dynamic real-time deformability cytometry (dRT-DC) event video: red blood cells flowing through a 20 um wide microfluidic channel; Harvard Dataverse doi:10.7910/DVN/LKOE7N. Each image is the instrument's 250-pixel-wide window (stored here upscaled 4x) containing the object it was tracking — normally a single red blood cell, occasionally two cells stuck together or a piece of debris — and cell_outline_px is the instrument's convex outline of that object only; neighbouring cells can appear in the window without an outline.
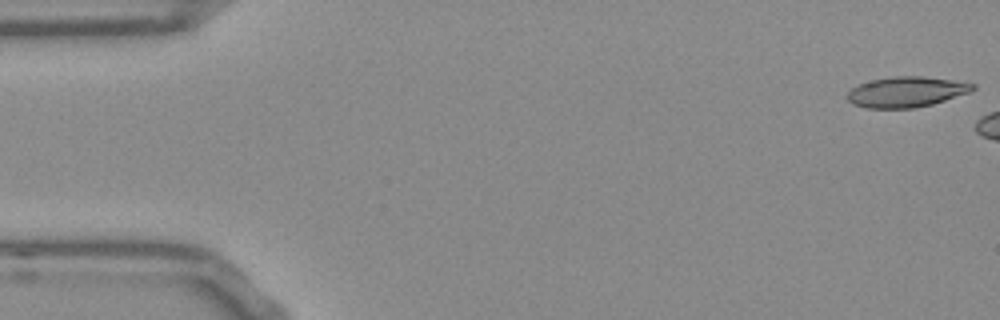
{"species": "Egyptian fruit bat (a non-hibernating species)", "species_latin": "Rousettus aegyptiacus", "temperature_condition": "room temperature", "stored_images_in_passage": 8, "camera_frame_rate_fps": 3000, "um_per_image_px": 0.085, "frame": {"image": 1, "passage_image": 1, "time_ms": 0.0, "image_size_px": [1000, 320], "cell_outline_px": [[976, 88], [968, 92], [932, 104], [916, 108], [864, 108], [852, 104], [848, 100], [848, 92], [852, 88], [860, 84], [872, 80], [896, 76], [920, 76], [976, 84]], "centroid_in_image_um": [77.0, 7.82], "position_along_channel_um": 8.0, "area_um2": 21.91}}